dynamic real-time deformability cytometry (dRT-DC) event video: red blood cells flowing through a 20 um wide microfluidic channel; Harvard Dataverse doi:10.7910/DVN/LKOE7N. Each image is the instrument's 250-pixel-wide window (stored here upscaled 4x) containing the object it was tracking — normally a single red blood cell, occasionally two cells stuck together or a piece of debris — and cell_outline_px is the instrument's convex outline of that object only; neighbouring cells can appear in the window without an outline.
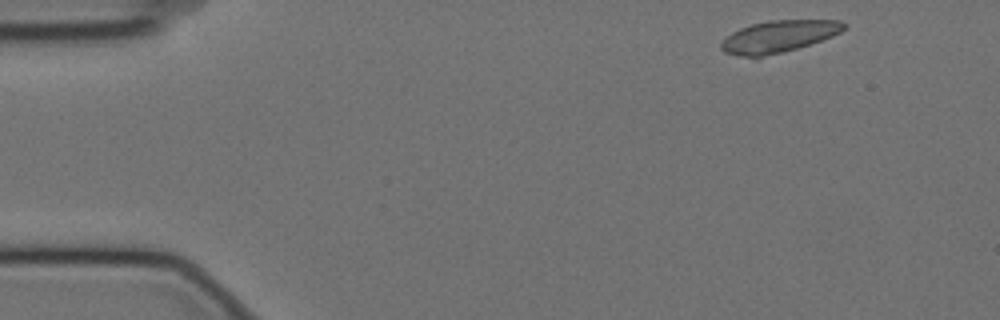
{"species": "Egyptian fruit bat (a non-hibernating species)", "species_latin": "Rousettus aegyptiacus", "temperature_condition": "cold", "stored_images_in_passage": 54, "camera_frame_rate_fps": 3000, "um_per_image_px": 0.085, "animal": {"sex": "female"}, "frame": {"image": 1, "passage_image": 2, "time_ms": 0.333, "image_size_px": [1000, 320], "cell_outline_px": [[844, 28], [840, 32], [832, 36], [796, 48], [764, 56], [740, 56], [724, 52], [720, 48], [720, 44], [732, 32], [740, 28], [752, 24], [768, 20], [840, 20], [844, 24]], "centroid_in_image_um": [66.15, 3.08], "position_along_channel_um": 18.8, "area_um2": 22.31}}
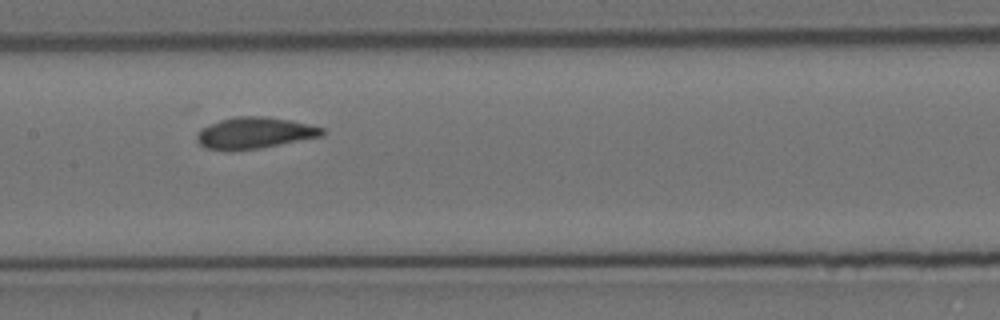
{"frame": {"image": 2, "passage_image": 24, "time_ms": 7.667, "image_size_px": [1000, 320], "cell_outline_px": [[328, 132], [324, 136], [260, 148], [232, 152], [204, 148], [196, 140], [196, 136], [200, 128], [220, 120], [236, 116], [268, 116], [292, 120], [324, 128]], "centroid_in_image_um": [21.65, 11.31], "position_along_channel_um": 185.8, "area_um2": 23.47}}
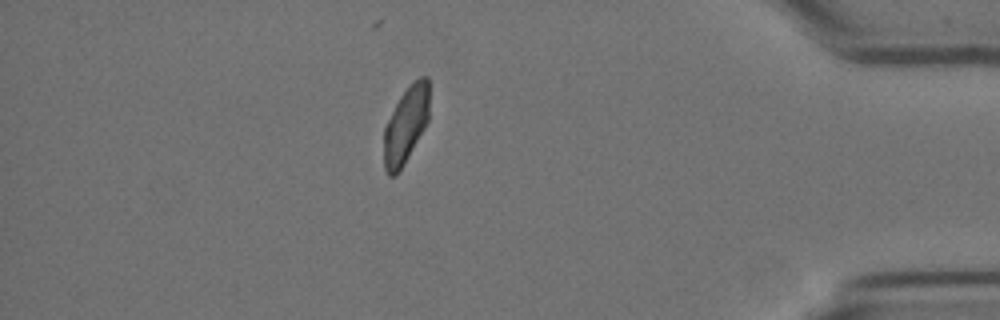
{"frame": {"image": 3, "passage_image": 46, "time_ms": 15.0, "image_size_px": [1000, 320], "cell_outline_px": [[428, 120], [424, 128], [404, 164], [396, 176], [388, 176], [384, 168], [384, 128], [400, 96], [420, 76], [428, 76]], "centroid_in_image_um": [34.48, 10.67], "position_along_channel_um": 400.7, "area_um2": 19.88}}